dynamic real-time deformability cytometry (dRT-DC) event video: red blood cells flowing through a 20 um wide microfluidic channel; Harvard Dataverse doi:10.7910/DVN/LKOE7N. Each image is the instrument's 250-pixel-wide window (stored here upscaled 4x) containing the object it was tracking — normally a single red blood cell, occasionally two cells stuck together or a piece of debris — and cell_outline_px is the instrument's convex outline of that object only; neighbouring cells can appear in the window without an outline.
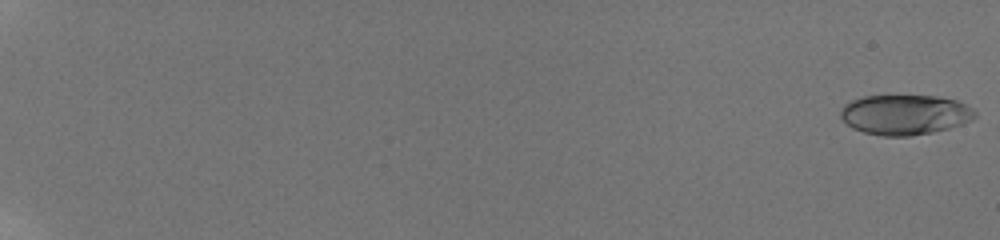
{"species": "human", "species_latin": "Homo sapiens", "temperature_condition": "room temperature", "stored_images_in_passage": 30, "camera_frame_rate_fps": 3000, "um_per_image_px": 0.085, "donor": {"sex": "male"}, "frame": {"image": 1, "passage_image": 1, "time_ms": 0.0, "image_size_px": [1000, 240], "cell_outline_px": [[976, 116], [972, 120], [948, 128], [932, 132], [908, 136], [884, 136], [864, 132], [852, 128], [840, 116], [840, 108], [844, 104], [852, 100], [864, 96], [936, 96], [956, 100], [972, 108], [976, 112]], "centroid_in_image_um": [76.9, 9.74], "position_along_channel_um": 8.1, "area_um2": 31.21}}
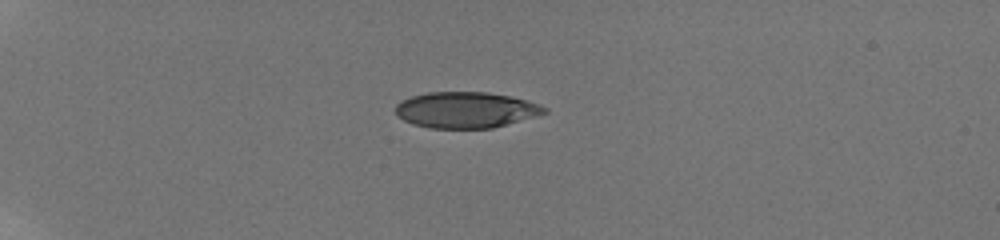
{"frame": {"image": 2, "passage_image": 19, "time_ms": 6.0, "image_size_px": [1000, 240], "cell_outline_px": [[548, 112], [536, 116], [492, 128], [428, 128], [412, 124], [404, 120], [396, 112], [396, 104], [400, 100], [412, 96], [428, 92], [488, 92], [508, 96], [540, 104], [548, 108]], "centroid_in_image_um": [39.59, 9.34], "position_along_channel_um": 45.4, "area_um2": 31.15}}
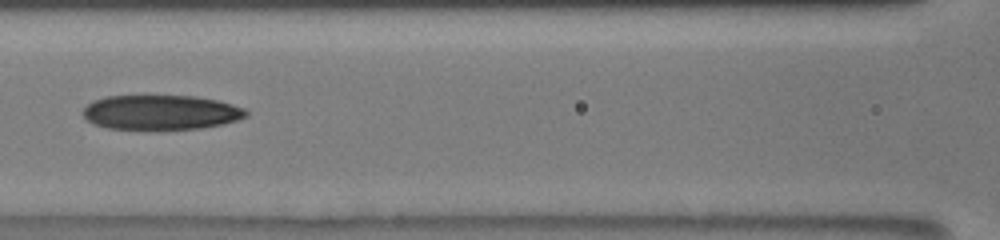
{"frame": {"image": 3, "passage_image": 27, "time_ms": 10.333, "image_size_px": [1000, 240], "cell_outline_px": [[248, 116], [224, 124], [200, 128], [108, 128], [96, 124], [88, 120], [80, 112], [92, 100], [104, 96], [196, 96], [216, 100], [232, 104], [244, 108], [248, 112]], "centroid_in_image_um": [13.68, 9.53], "position_along_channel_um": 152.9, "area_um2": 32.6}}